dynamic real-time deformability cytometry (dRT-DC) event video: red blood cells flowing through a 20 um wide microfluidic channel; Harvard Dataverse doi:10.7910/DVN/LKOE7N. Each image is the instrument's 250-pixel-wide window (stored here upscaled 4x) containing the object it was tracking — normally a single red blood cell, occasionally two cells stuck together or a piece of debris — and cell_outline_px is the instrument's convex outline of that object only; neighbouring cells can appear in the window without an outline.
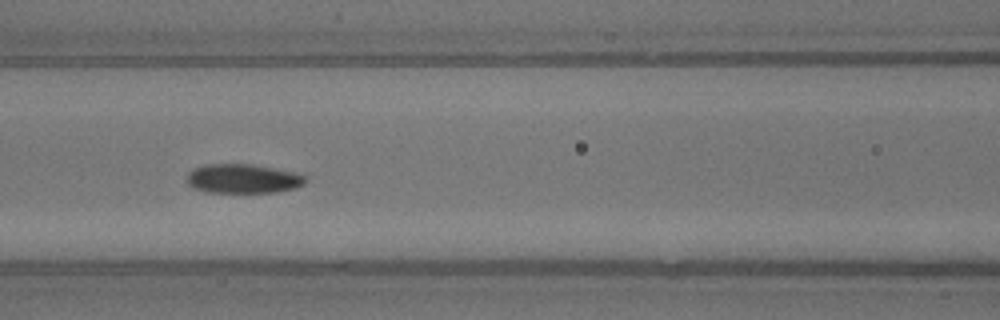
{"species": "common noctule bat (a hibernating species)", "species_latin": "Nyctalus noctula", "temperature_condition": "warm", "stored_images_in_passage": 20, "camera_frame_rate_fps": 3000, "um_per_image_px": 0.085, "animal": {"sex": "male", "body_mass_g": 13.3}, "frame": {"image": 1, "passage_image": 9, "time_ms": 2.667, "image_size_px": [1000, 320], "cell_outline_px": [[304, 184], [296, 188], [276, 192], [204, 192], [192, 188], [188, 184], [188, 172], [196, 168], [208, 164], [252, 164], [292, 172], [304, 176]], "centroid_in_image_um": [20.61, 15.2], "position_along_channel_um": 146.0, "area_um2": 19.94}}
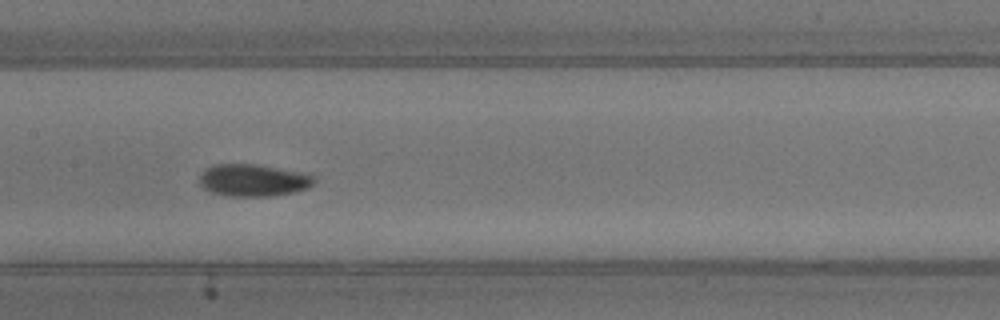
{"frame": {"image": 2, "passage_image": 12, "time_ms": 3.667, "image_size_px": [1000, 320], "cell_outline_px": [[316, 180], [308, 188], [292, 192], [272, 196], [228, 196], [212, 192], [204, 188], [200, 184], [200, 176], [204, 168], [212, 164], [256, 164], [316, 176]], "centroid_in_image_um": [21.48, 15.32], "position_along_channel_um": 185.9, "area_um2": 21.33}}